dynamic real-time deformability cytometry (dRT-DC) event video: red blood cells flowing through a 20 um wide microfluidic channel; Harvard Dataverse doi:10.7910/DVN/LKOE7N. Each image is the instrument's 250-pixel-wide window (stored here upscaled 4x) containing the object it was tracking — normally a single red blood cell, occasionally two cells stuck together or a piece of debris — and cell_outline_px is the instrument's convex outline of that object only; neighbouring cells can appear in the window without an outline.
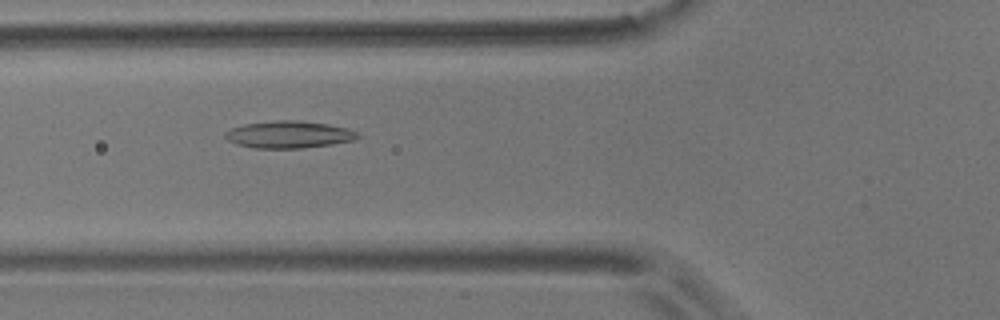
{"species": "common noctule bat (a hibernating species)", "species_latin": "Nyctalus noctula", "temperature_condition": "room temperature", "stored_images_in_passage": 7, "camera_frame_rate_fps": 3000, "um_per_image_px": 0.085, "animal": {"sex": "male", "body_mass_g": 17.9}, "frame": {"image": 1, "passage_image": 6, "time_ms": 1.667, "image_size_px": [1000, 320], "cell_outline_px": [[360, 136], [356, 140], [332, 144], [300, 148], [256, 148], [236, 144], [228, 140], [224, 136], [224, 132], [232, 128], [244, 124], [276, 120], [300, 120], [328, 124], [348, 128], [356, 132]], "centroid_in_image_um": [24.56, 11.43], "position_along_channel_um": 101.2, "area_um2": 20.98}}
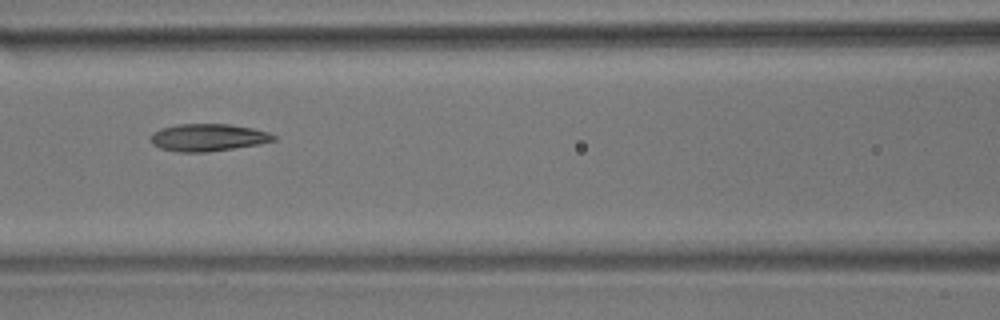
{"frame": {"image": 2, "passage_image": 7, "time_ms": 2.0, "image_size_px": [1000, 320], "cell_outline_px": [[276, 140], [260, 144], [208, 152], [176, 152], [160, 148], [152, 144], [152, 132], [160, 128], [176, 124], [228, 124], [252, 128], [268, 132], [276, 136]], "centroid_in_image_um": [17.67, 11.69], "position_along_channel_um": 148.9, "area_um2": 19.65}}